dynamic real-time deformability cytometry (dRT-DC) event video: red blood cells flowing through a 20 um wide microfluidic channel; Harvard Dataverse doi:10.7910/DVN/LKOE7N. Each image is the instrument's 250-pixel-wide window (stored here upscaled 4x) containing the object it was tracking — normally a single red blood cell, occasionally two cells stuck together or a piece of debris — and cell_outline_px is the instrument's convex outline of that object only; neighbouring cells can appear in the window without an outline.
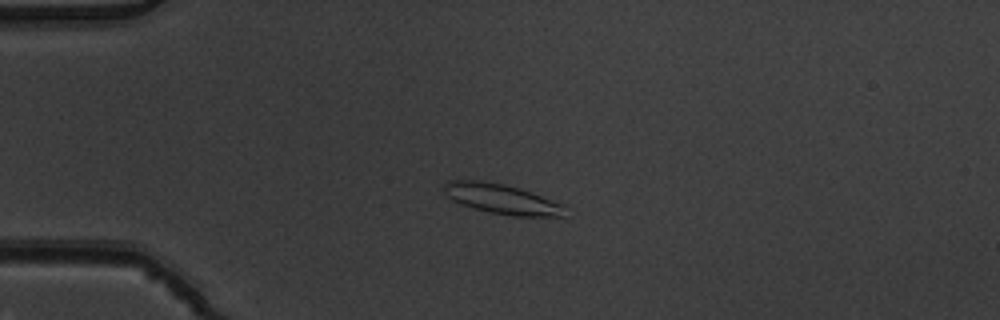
{"species": "common noctule bat (a hibernating species)", "species_latin": "Nyctalus noctula", "temperature_condition": "warm", "stored_images_in_passage": 9, "camera_frame_rate_fps": 3000, "um_per_image_px": 0.085, "animal": {"sex": "male", "body_mass_g": 19.5, "forearm_length_mm": 54.6}, "frame": {"image": 1, "passage_image": 2, "time_ms": 0.333, "image_size_px": [1000, 320], "cell_outline_px": [[564, 216], [512, 216], [492, 212], [460, 204], [452, 200], [444, 192], [444, 184], [448, 180], [480, 180], [504, 184], [520, 188], [564, 204]], "centroid_in_image_um": [42.64, 16.9], "position_along_channel_um": 42.4, "area_um2": 20.92}}
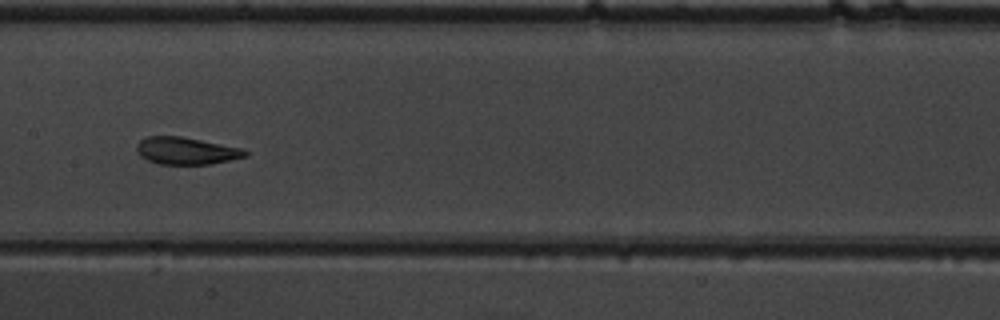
{"frame": {"image": 2, "passage_image": 6, "time_ms": 1.667, "image_size_px": [1000, 320], "cell_outline_px": [[248, 156], [208, 164], [156, 164], [140, 156], [136, 152], [136, 144], [144, 136], [180, 136], [244, 148], [248, 152]], "centroid_in_image_um": [15.8, 12.81], "position_along_channel_um": 191.6, "area_um2": 17.34}}
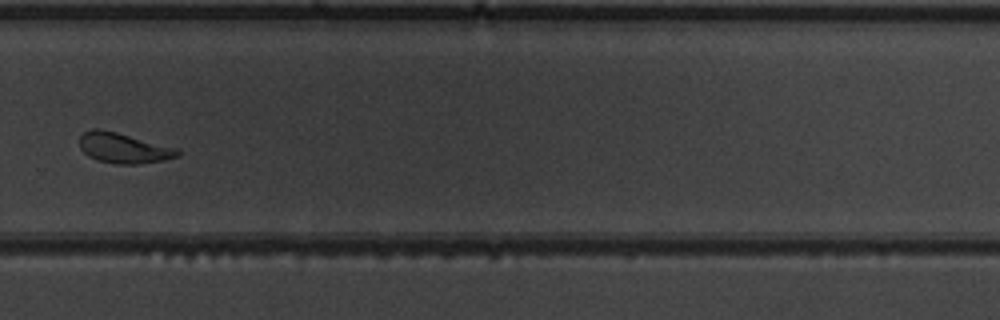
{"frame": {"image": 3, "passage_image": 9, "time_ms": 2.667, "image_size_px": [1000, 320], "cell_outline_px": [[180, 156], [140, 164], [116, 164], [100, 160], [88, 156], [80, 148], [80, 136], [84, 132], [92, 128], [100, 128], [180, 148]], "centroid_in_image_um": [10.53, 12.57], "position_along_channel_um": 319.3, "area_um2": 17.34}}